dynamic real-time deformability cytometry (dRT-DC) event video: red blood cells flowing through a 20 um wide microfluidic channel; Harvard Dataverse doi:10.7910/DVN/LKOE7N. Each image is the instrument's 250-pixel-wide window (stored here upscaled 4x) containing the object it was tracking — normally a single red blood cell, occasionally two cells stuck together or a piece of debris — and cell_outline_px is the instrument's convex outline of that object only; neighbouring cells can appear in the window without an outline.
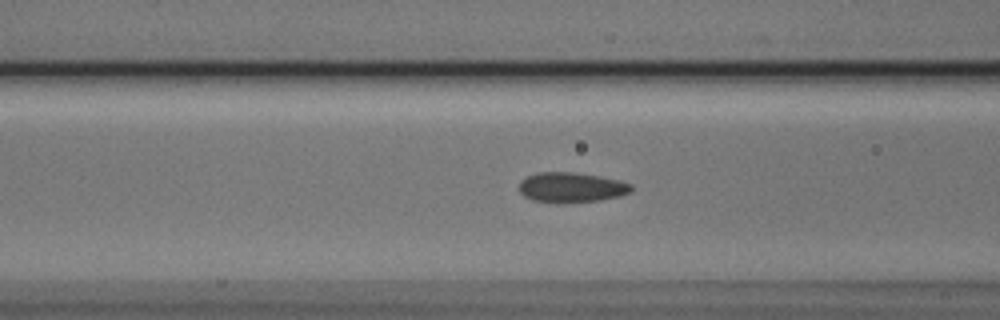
{"species": "Egyptian fruit bat (a non-hibernating species)", "species_latin": "Rousettus aegyptiacus", "temperature_condition": "cold", "stored_images_in_passage": 28, "camera_frame_rate_fps": 3000, "um_per_image_px": 0.085, "animal": {"sex": "male"}, "frame": {"image": 1, "passage_image": 5, "time_ms": 1.333, "image_size_px": [1000, 320], "cell_outline_px": [[632, 192], [620, 196], [600, 200], [532, 200], [524, 196], [520, 192], [520, 180], [536, 172], [572, 172], [600, 176], [620, 180], [632, 184]], "centroid_in_image_um": [48.61, 15.88], "position_along_channel_um": 118.0, "area_um2": 18.96}}
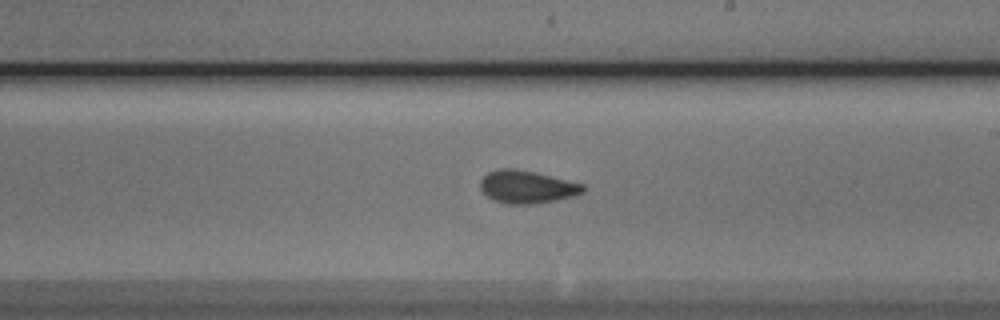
{"frame": {"image": 2, "passage_image": 15, "time_ms": 4.667, "image_size_px": [1000, 320], "cell_outline_px": [[584, 192], [572, 196], [556, 200], [536, 204], [508, 204], [496, 200], [488, 196], [480, 188], [480, 180], [488, 172], [496, 168], [512, 168], [532, 172], [584, 184]], "centroid_in_image_um": [44.77, 15.88], "position_along_channel_um": 244.2, "area_um2": 19.36}}
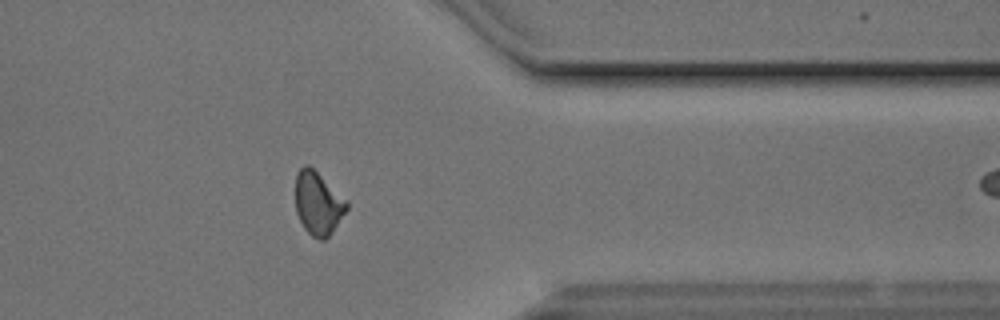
{"frame": {"image": 3, "passage_image": 27, "time_ms": 8.667, "image_size_px": [1000, 320], "cell_outline_px": [[348, 208], [332, 232], [324, 240], [320, 240], [312, 236], [304, 228], [296, 212], [296, 176], [300, 168], [304, 164], [308, 164], [348, 200]], "centroid_in_image_um": [27.04, 17.28], "position_along_channel_um": 384.4, "area_um2": 18.79}}